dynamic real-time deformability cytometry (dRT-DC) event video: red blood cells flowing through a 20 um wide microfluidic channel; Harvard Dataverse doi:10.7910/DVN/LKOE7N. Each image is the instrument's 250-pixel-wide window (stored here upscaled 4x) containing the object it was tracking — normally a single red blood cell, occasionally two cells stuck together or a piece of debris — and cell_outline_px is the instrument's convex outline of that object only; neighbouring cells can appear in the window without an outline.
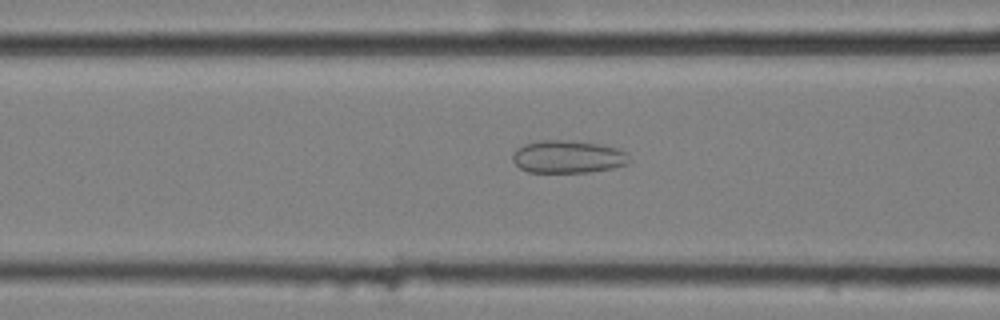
{"species": "common noctule bat (a hibernating species)", "species_latin": "Nyctalus noctula", "temperature_condition": "cold", "stored_images_in_passage": 49, "camera_frame_rate_fps": 3000, "um_per_image_px": 0.085, "animal": {"sex": "female", "body_mass_g": 25.1}, "frame": {"image": 1, "passage_image": 14, "time_ms": 4.333, "image_size_px": [1000, 320], "cell_outline_px": [[632, 160], [628, 164], [612, 168], [588, 172], [528, 172], [520, 168], [512, 160], [512, 156], [524, 144], [540, 140], [568, 140], [604, 144], [628, 152]], "centroid_in_image_um": [48.34, 13.32], "position_along_channel_um": 118.3, "area_um2": 22.37}}
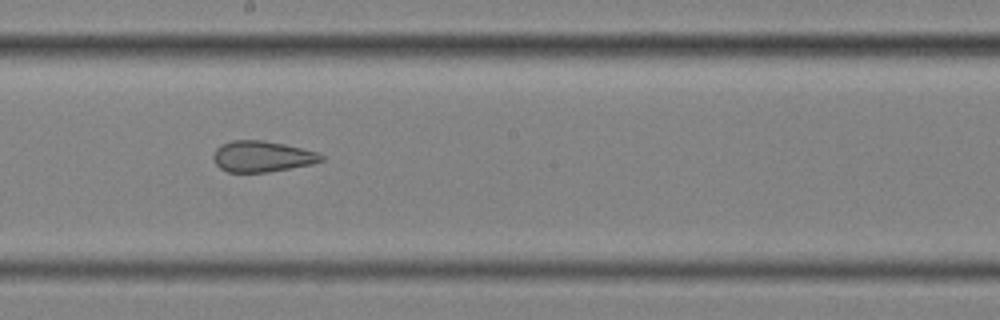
{"frame": {"image": 2, "passage_image": 23, "time_ms": 7.333, "image_size_px": [1000, 320], "cell_outline_px": [[324, 160], [312, 164], [268, 172], [228, 172], [220, 168], [216, 164], [212, 156], [216, 148], [220, 144], [232, 140], [264, 140], [284, 144], [316, 152], [324, 156]], "centroid_in_image_um": [22.25, 13.29], "position_along_channel_um": 226.0, "area_um2": 19.48}}
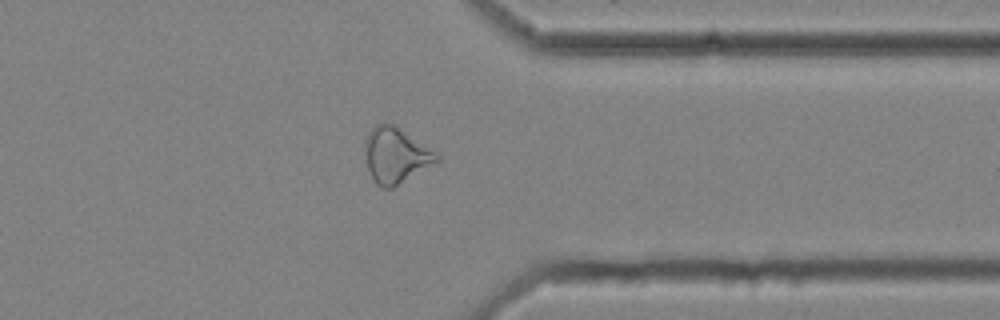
{"frame": {"image": 3, "passage_image": 36, "time_ms": 11.667, "image_size_px": [1000, 320], "cell_outline_px": [[440, 160], [392, 188], [384, 188], [376, 184], [368, 168], [364, 152], [364, 140], [368, 132], [376, 124], [392, 120], [440, 152]], "centroid_in_image_um": [33.68, 13.11], "position_along_channel_um": 377.7, "area_um2": 24.16}}